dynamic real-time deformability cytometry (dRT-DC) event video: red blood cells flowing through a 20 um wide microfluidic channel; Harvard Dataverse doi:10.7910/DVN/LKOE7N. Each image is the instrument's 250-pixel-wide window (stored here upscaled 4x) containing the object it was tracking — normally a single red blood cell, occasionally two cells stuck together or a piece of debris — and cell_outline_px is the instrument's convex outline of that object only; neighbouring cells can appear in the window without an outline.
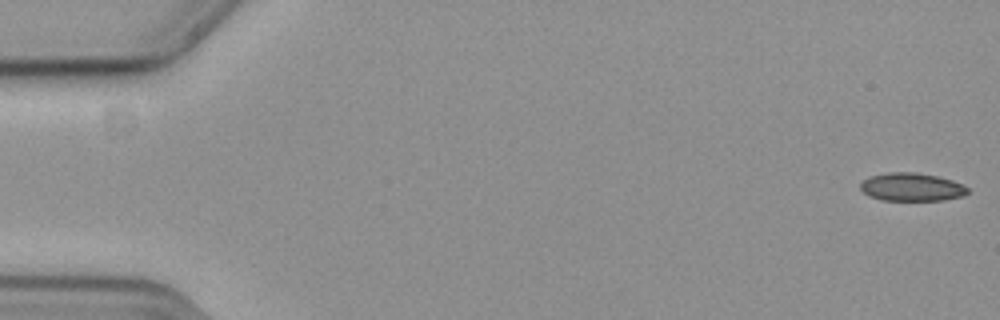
{"species": "common noctule bat (a hibernating species)", "species_latin": "Nyctalus noctula", "temperature_condition": "cold", "stored_images_in_passage": 22, "camera_frame_rate_fps": 3000, "um_per_image_px": 0.085, "animal": {"sex": "female", "body_mass_g": 19.3, "forearm_length_mm": 54.1}, "frame": {"image": 1, "passage_image": 1, "time_ms": 0.0, "image_size_px": [1000, 320], "cell_outline_px": [[968, 192], [964, 196], [944, 200], [880, 200], [868, 196], [860, 188], [860, 184], [864, 180], [872, 176], [888, 172], [912, 172], [936, 176], [952, 180], [968, 188]], "centroid_in_image_um": [77.48, 15.91], "position_along_channel_um": 7.5, "area_um2": 17.46}}
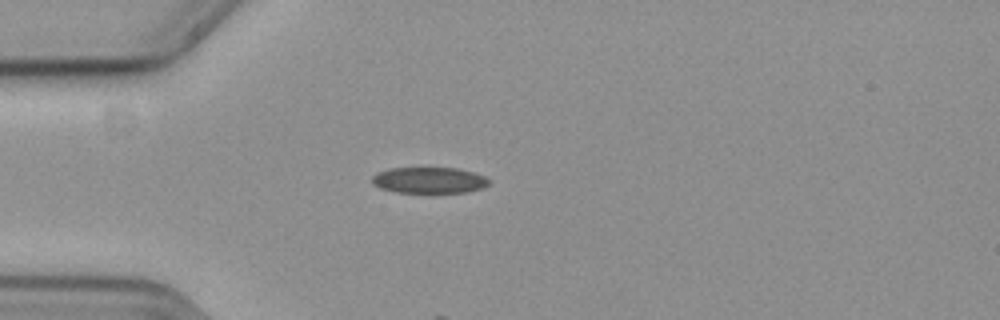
{"frame": {"image": 2, "passage_image": 16, "time_ms": 5.0, "image_size_px": [1000, 320], "cell_outline_px": [[488, 184], [480, 188], [468, 192], [396, 192], [380, 188], [372, 184], [372, 176], [380, 172], [392, 168], [456, 168], [472, 172], [484, 176], [488, 180]], "centroid_in_image_um": [36.45, 15.32], "position_along_channel_um": 48.6, "area_um2": 17.46}}
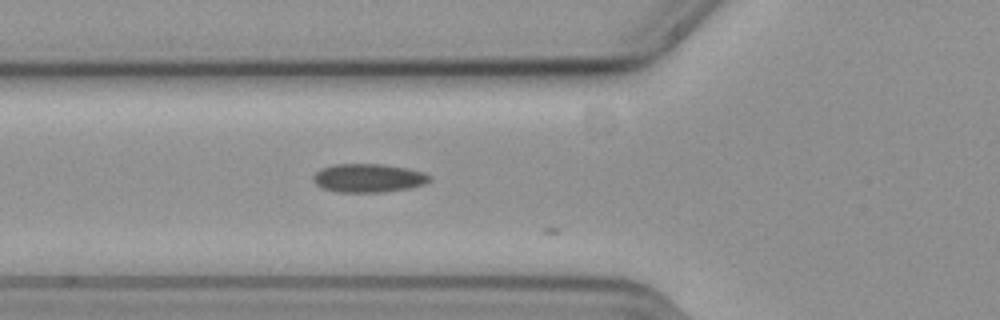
{"frame": {"image": 3, "passage_image": 21, "time_ms": 6.667, "image_size_px": [1000, 320], "cell_outline_px": [[432, 176], [424, 184], [408, 188], [380, 192], [336, 192], [324, 188], [316, 184], [312, 180], [312, 176], [320, 168], [332, 164], [380, 164], [404, 168], [420, 172]], "centroid_in_image_um": [31.23, 15.13], "position_along_channel_um": 94.6, "area_um2": 19.13}}